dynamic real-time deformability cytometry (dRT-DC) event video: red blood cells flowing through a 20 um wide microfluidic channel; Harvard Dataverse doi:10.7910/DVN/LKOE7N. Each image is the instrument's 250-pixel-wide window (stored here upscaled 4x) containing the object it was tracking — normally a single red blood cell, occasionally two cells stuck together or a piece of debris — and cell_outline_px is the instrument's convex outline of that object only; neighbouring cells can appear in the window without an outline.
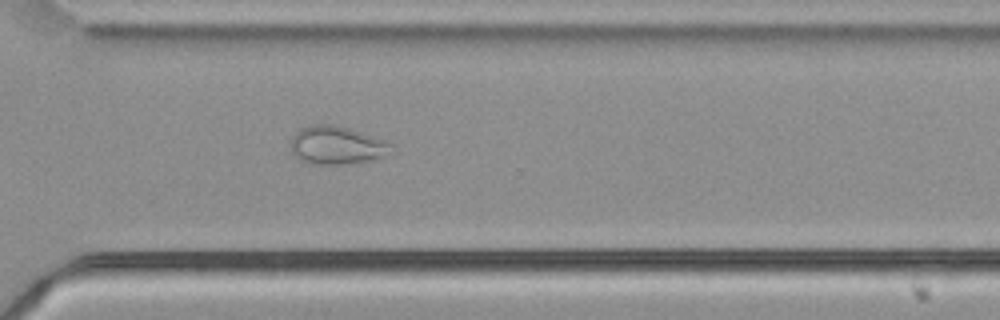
{"species": "common noctule bat (a hibernating species)", "species_latin": "Nyctalus noctula", "temperature_condition": "cold", "stored_images_in_passage": 55, "camera_frame_rate_fps": 3000, "um_per_image_px": 0.085, "animal": {"sex": "male", "body_mass_g": 21.5, "forearm_length_mm": 52.0}, "frame": {"image": 1, "passage_image": 40, "time_ms": 13.0, "image_size_px": [1000, 320], "cell_outline_px": [[388, 144], [384, 156], [368, 160], [344, 164], [312, 164], [300, 160], [292, 156], [292, 136], [300, 128], [312, 124], [332, 124], [348, 128], [360, 132], [380, 140]], "centroid_in_image_um": [28.46, 12.34], "position_along_channel_um": 342.1, "area_um2": 21.62}}
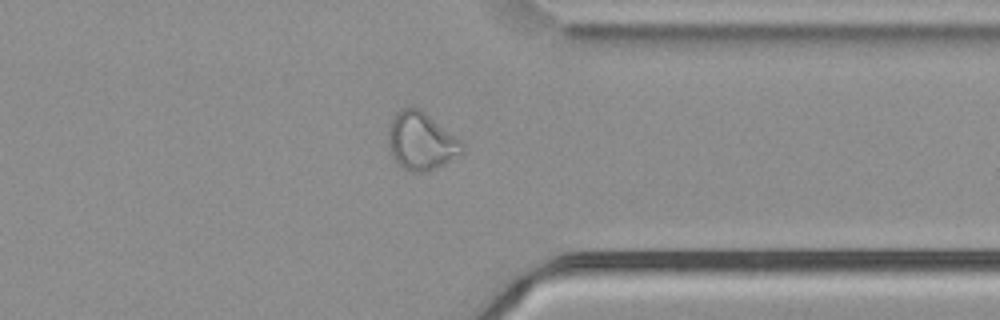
{"frame": {"image": 2, "passage_image": 43, "time_ms": 14.0, "image_size_px": [1000, 320], "cell_outline_px": [[464, 152], [444, 164], [436, 168], [424, 172], [412, 172], [404, 168], [392, 156], [388, 148], [388, 124], [396, 112], [400, 108], [420, 108], [460, 140], [464, 144]], "centroid_in_image_um": [35.78, 11.99], "position_along_channel_um": 375.6, "area_um2": 24.8}}
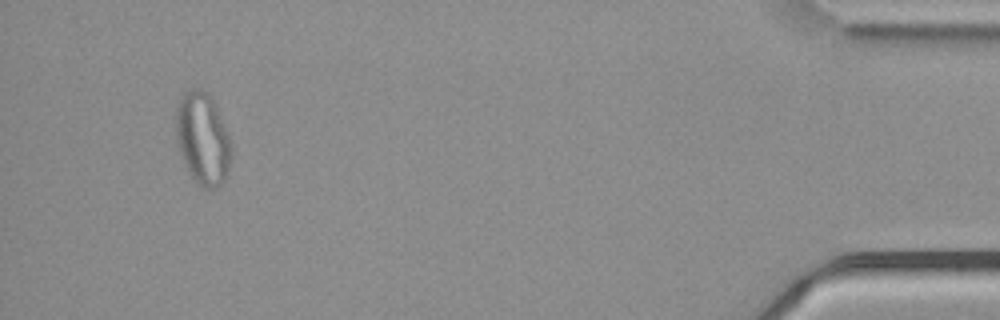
{"frame": {"image": 3, "passage_image": 52, "time_ms": 17.0, "image_size_px": [1000, 320], "cell_outline_px": [[232, 156], [228, 176], [216, 188], [204, 188], [196, 184], [184, 160], [180, 148], [176, 132], [176, 108], [180, 96], [188, 88], [200, 88], [208, 92], [216, 104], [232, 140]], "centroid_in_image_um": [17.28, 11.74], "position_along_channel_um": 417.9, "area_um2": 30.17}}